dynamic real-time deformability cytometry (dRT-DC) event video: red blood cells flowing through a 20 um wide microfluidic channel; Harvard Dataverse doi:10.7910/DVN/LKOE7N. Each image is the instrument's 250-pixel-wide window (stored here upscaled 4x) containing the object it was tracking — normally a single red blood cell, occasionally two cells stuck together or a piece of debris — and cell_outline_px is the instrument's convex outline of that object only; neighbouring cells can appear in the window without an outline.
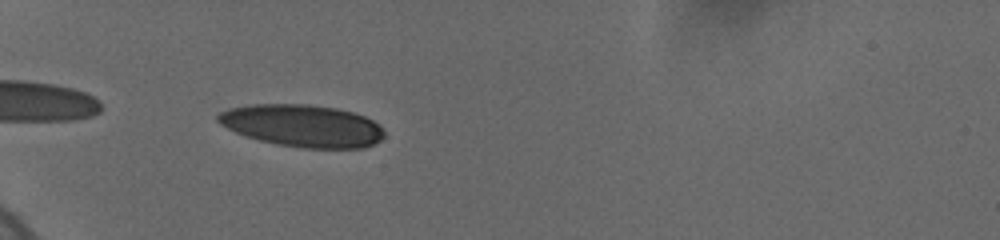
{"species": "human", "species_latin": "Homo sapiens", "temperature_condition": "cold", "stored_images_in_passage": 11, "camera_frame_rate_fps": 3000, "um_per_image_px": 0.085, "donor": {"sex": "female"}, "frame": {"image": 1, "passage_image": 3, "time_ms": 0.667, "image_size_px": [1000, 240], "cell_outline_px": [[384, 136], [380, 140], [372, 144], [360, 148], [300, 148], [276, 144], [244, 136], [220, 124], [216, 120], [216, 116], [220, 112], [228, 108], [248, 104], [308, 104], [336, 108], [352, 112], [364, 116], [372, 120], [384, 128]], "centroid_in_image_um": [25.68, 10.68], "position_along_channel_um": 59.3, "area_um2": 41.1}}
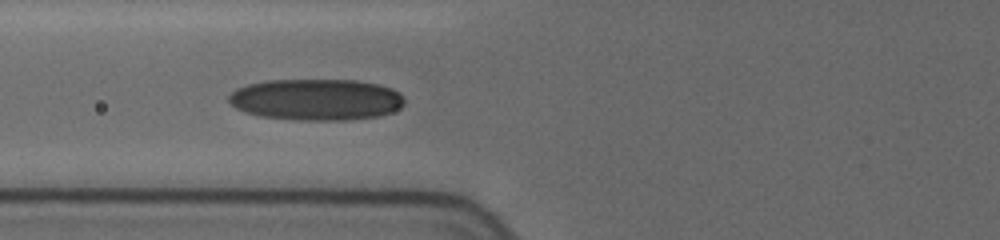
{"frame": {"image": 2, "passage_image": 10, "time_ms": 2.333, "image_size_px": [1000, 240], "cell_outline_px": [[404, 104], [400, 108], [392, 112], [376, 116], [344, 120], [300, 120], [260, 116], [244, 112], [228, 104], [228, 96], [236, 88], [248, 84], [268, 80], [356, 80], [376, 84], [392, 88], [400, 92], [404, 100]], "centroid_in_image_um": [26.85, 8.46], "position_along_channel_um": 98.9, "area_um2": 42.54}}